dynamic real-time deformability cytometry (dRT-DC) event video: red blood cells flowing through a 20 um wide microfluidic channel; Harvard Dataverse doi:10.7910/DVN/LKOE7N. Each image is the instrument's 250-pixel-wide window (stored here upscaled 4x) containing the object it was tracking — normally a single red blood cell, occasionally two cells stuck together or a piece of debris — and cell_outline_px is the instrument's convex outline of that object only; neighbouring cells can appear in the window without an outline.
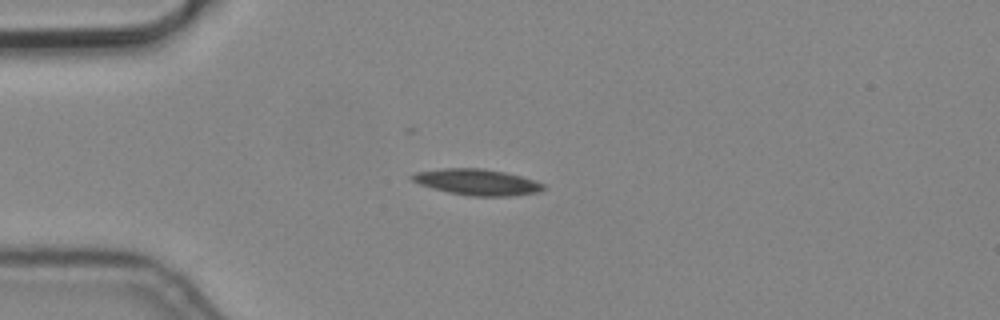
{"species": "common noctule bat (a hibernating species)", "species_latin": "Nyctalus noctula", "temperature_condition": "cold", "stored_images_in_passage": 10, "camera_frame_rate_fps": 3000, "um_per_image_px": 0.085, "animal": {"sex": "male", "body_mass_g": 19.2, "forearm_length_mm": 51.8}, "frame": {"image": 1, "passage_image": 4, "time_ms": 1.0, "image_size_px": [1000, 320], "cell_outline_px": [[544, 188], [536, 192], [508, 196], [468, 196], [448, 192], [432, 188], [420, 184], [412, 180], [408, 176], [416, 172], [444, 168], [480, 168], [504, 172], [520, 176], [544, 184]], "centroid_in_image_um": [40.49, 15.47], "position_along_channel_um": 44.5, "area_um2": 19.71}}
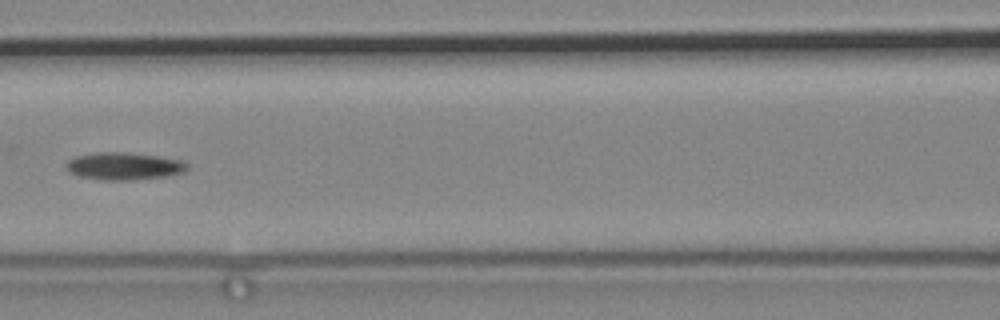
{"frame": {"image": 2, "passage_image": 7, "time_ms": 2.0, "image_size_px": [1000, 320], "cell_outline_px": [[188, 168], [184, 172], [168, 176], [132, 180], [100, 180], [76, 176], [68, 172], [64, 168], [64, 164], [68, 160], [76, 156], [96, 152], [128, 152], [160, 156], [184, 160], [188, 164]], "centroid_in_image_um": [10.51, 14.12], "position_along_channel_um": 156.1, "area_um2": 19.88}}
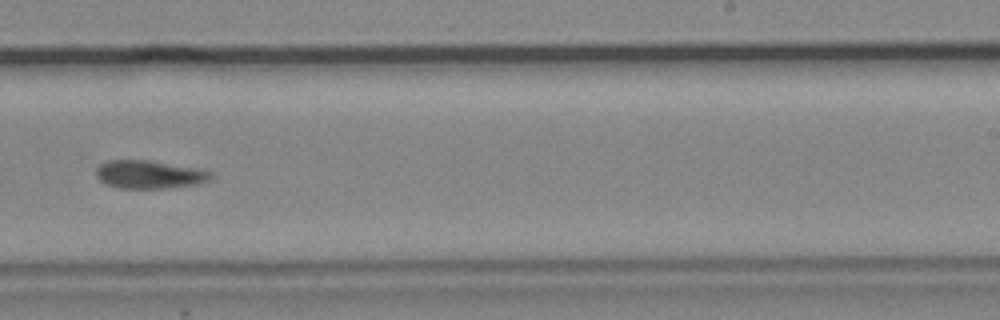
{"frame": {"image": 3, "passage_image": 10, "time_ms": 3.0, "image_size_px": [1000, 320], "cell_outline_px": [[212, 180], [200, 184], [168, 188], [120, 188], [108, 184], [100, 180], [96, 176], [96, 168], [100, 164], [108, 160], [148, 160], [200, 168], [212, 172]], "centroid_in_image_um": [12.75, 14.83], "position_along_channel_um": 276.2, "area_um2": 19.02}}